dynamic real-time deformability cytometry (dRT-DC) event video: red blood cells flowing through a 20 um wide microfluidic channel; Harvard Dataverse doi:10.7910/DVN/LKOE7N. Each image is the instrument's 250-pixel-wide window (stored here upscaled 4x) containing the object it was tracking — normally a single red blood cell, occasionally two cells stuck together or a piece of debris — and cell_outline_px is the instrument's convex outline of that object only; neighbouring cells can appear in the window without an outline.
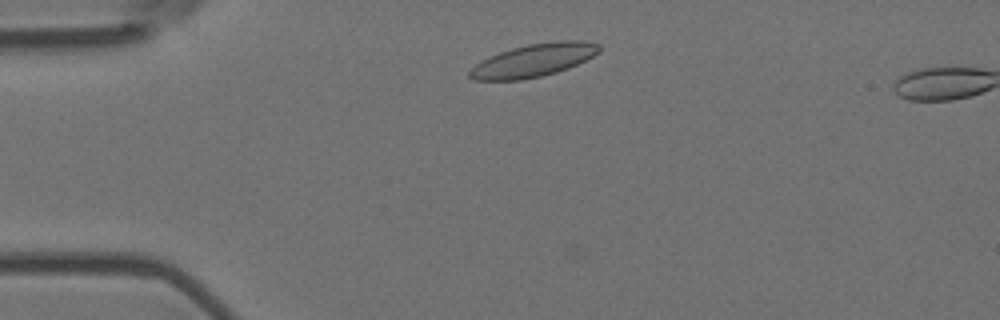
{"species": "Egyptian fruit bat (a non-hibernating species)", "species_latin": "Rousettus aegyptiacus", "temperature_condition": "room temperature", "stored_images_in_passage": 7, "camera_frame_rate_fps": 3000, "um_per_image_px": 0.085, "animal": {"sex": "female"}, "frame": {"image": 1, "passage_image": 5, "time_ms": 1.333, "image_size_px": [1000, 320], "cell_outline_px": [[600, 52], [568, 68], [556, 72], [540, 76], [520, 80], [472, 80], [468, 76], [468, 72], [480, 60], [500, 52], [512, 48], [528, 44], [556, 40], [584, 40], [600, 44]], "centroid_in_image_um": [45.35, 5.11], "position_along_channel_um": 39.7, "area_um2": 24.85}}